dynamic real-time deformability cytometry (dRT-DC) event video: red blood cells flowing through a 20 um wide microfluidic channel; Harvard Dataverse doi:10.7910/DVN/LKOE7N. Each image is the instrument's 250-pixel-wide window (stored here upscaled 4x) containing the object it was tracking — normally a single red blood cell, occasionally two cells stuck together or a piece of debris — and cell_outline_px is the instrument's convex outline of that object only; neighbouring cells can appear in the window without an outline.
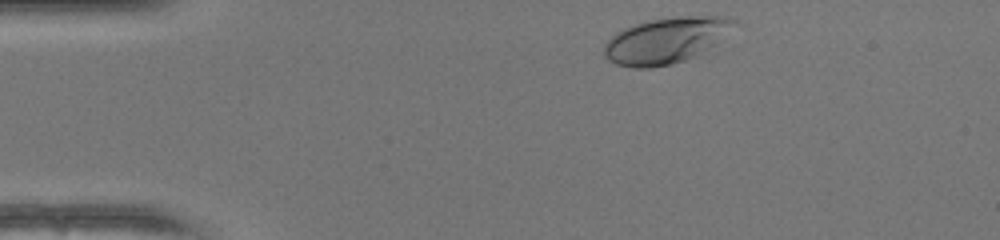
{"species": "human", "species_latin": "Homo sapiens", "temperature_condition": "warm", "stored_images_in_passage": 34, "camera_frame_rate_fps": 3000, "um_per_image_px": 0.085, "donor": {"sex": "female"}, "frame": {"image": 1, "passage_image": 1, "time_ms": 0.0, "image_size_px": [1000, 240], "cell_outline_px": [[740, 24], [696, 56], [672, 64], [652, 68], [632, 68], [616, 64], [608, 60], [604, 56], [604, 44], [616, 32], [624, 28], [648, 20], [676, 16], [724, 16], [736, 20]], "centroid_in_image_um": [56.6, 3.43], "position_along_channel_um": 28.4, "area_um2": 34.8}}
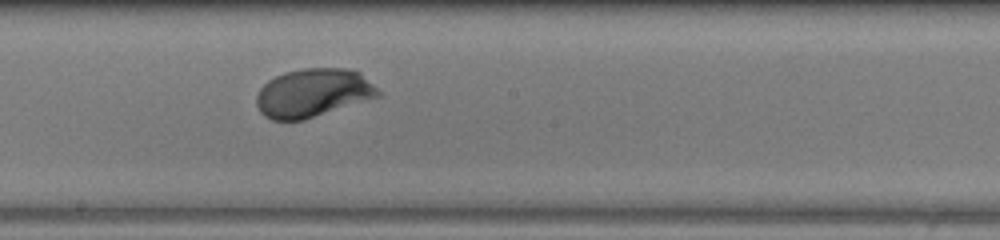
{"frame": {"image": 2, "passage_image": 20, "time_ms": 6.333, "image_size_px": [1000, 240], "cell_outline_px": [[384, 96], [304, 120], [272, 120], [264, 116], [260, 112], [256, 104], [256, 96], [260, 88], [268, 80], [284, 72], [304, 68], [348, 68], [360, 72]], "centroid_in_image_um": [26.63, 7.9], "position_along_channel_um": 221.6, "area_um2": 34.74}}
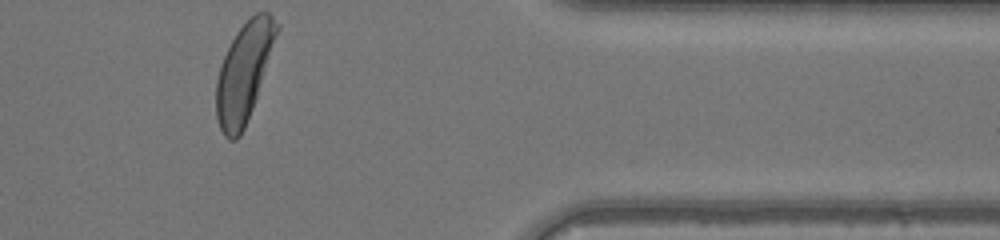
{"frame": {"image": 3, "passage_image": 34, "time_ms": 11.0, "image_size_px": [1000, 240], "cell_outline_px": [[280, 28], [252, 108], [244, 128], [240, 136], [236, 140], [228, 140], [224, 136], [220, 128], [216, 116], [216, 80], [220, 64], [236, 32], [256, 12], [268, 12], [280, 24]], "centroid_in_image_um": [20.73, 6.15], "position_along_channel_um": 390.7, "area_um2": 34.39}, "authors_computed_cell_mechanics": {"area_um2": 33.2061, "velocity_mm_per_s": 4.1128, "shape_relaxation_time_tau1_ms": 2.0707, "shape_relaxation_time_tau2_ms": null, "deformation_change_tau1": 0.1693, "deformation_change_tau2": null}}